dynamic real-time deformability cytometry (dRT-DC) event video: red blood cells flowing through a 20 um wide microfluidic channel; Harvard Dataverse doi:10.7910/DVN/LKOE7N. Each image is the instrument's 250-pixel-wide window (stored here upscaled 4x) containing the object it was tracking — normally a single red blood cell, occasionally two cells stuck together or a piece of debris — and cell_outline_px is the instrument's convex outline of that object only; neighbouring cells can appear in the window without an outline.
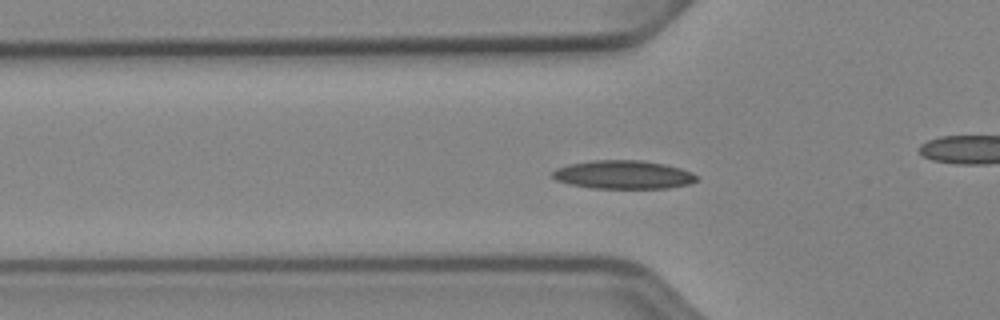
{"species": "Egyptian fruit bat (a non-hibernating species)", "species_latin": "Rousettus aegyptiacus", "temperature_condition": "cold", "stored_images_in_passage": 37, "camera_frame_rate_fps": 3000, "um_per_image_px": 0.085, "animal": {"sex": "female"}, "frame": {"image": 1, "passage_image": 2, "time_ms": 0.333, "image_size_px": [1000, 320], "cell_outline_px": [[696, 180], [688, 184], [668, 188], [592, 188], [568, 184], [556, 180], [552, 176], [552, 172], [556, 168], [568, 164], [592, 160], [640, 160], [664, 164], [680, 168], [692, 172], [696, 176]], "centroid_in_image_um": [52.94, 14.84], "position_along_channel_um": 72.9, "area_um2": 23.87}}
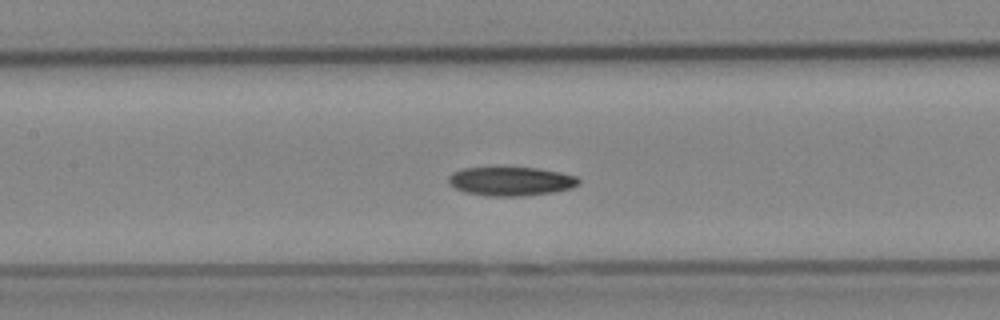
{"frame": {"image": 2, "passage_image": 9, "time_ms": 2.667, "image_size_px": [1000, 320], "cell_outline_px": [[580, 184], [572, 188], [556, 192], [520, 196], [492, 196], [464, 192], [448, 184], [448, 176], [452, 172], [464, 168], [536, 168], [560, 172], [576, 176], [580, 180]], "centroid_in_image_um": [43.44, 15.41], "position_along_channel_um": 164.0, "area_um2": 21.91}}
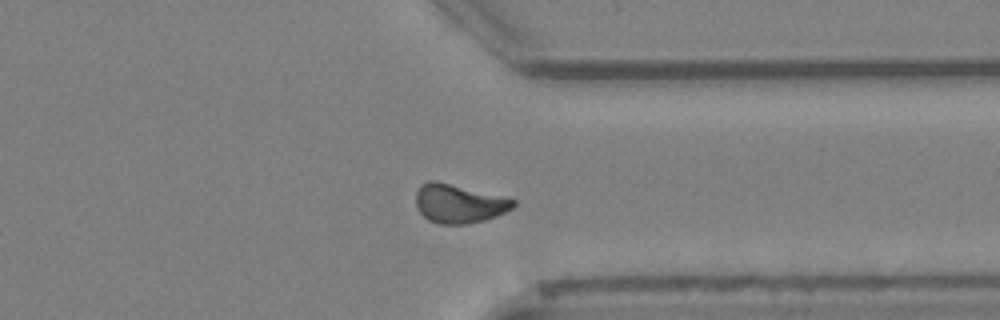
{"frame": {"image": 3, "passage_image": 25, "time_ms": 8.0, "image_size_px": [1000, 320], "cell_outline_px": [[516, 204], [512, 208], [496, 216], [484, 220], [468, 224], [440, 224], [428, 220], [416, 208], [416, 192], [420, 184], [428, 180], [436, 180], [516, 200]], "centroid_in_image_um": [38.96, 17.3], "position_along_channel_um": 372.4, "area_um2": 21.96}}